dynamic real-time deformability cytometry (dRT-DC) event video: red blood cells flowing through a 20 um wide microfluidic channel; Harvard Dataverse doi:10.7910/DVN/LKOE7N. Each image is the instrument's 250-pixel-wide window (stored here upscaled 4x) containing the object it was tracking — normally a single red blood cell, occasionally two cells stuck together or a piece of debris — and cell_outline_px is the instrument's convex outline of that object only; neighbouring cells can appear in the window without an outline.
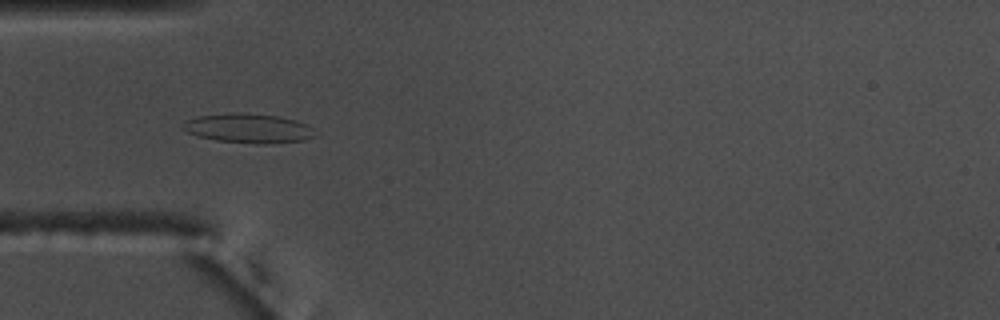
{"species": "common noctule bat (a hibernating species)", "species_latin": "Nyctalus noctula", "temperature_condition": "warm", "stored_images_in_passage": 40, "camera_frame_rate_fps": 3000, "um_per_image_px": 0.085, "animal": {"sex": "male", "body_mass_g": 17.5, "forearm_length_mm": 52.3}, "frame": {"image": 1, "passage_image": 2, "time_ms": 0.333, "image_size_px": [1000, 320], "cell_outline_px": [[320, 136], [304, 140], [264, 144], [256, 144], [216, 140], [196, 136], [180, 128], [180, 124], [184, 120], [196, 116], [232, 112], [240, 112], [276, 116], [296, 120], [308, 124]], "centroid_in_image_um": [21.1, 10.9], "position_along_channel_um": 63.9, "area_um2": 23.12}}
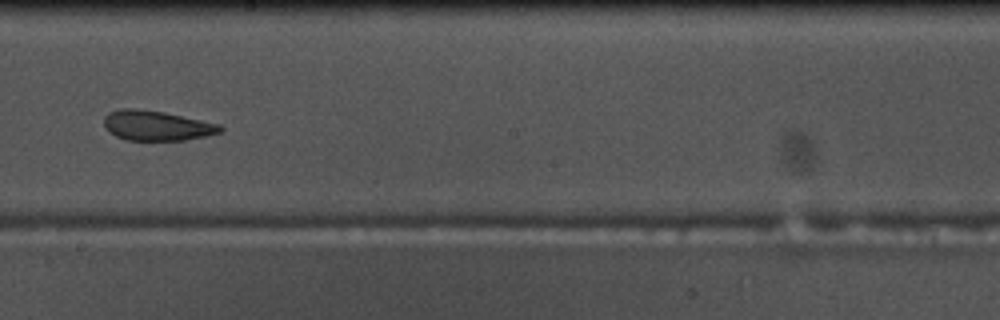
{"frame": {"image": 2, "passage_image": 16, "time_ms": 5.0, "image_size_px": [1000, 320], "cell_outline_px": [[224, 128], [220, 132], [204, 136], [184, 140], [128, 140], [116, 136], [108, 132], [104, 128], [104, 116], [108, 112], [120, 108], [136, 108], [164, 112], [220, 124]], "centroid_in_image_um": [13.27, 10.66], "position_along_channel_um": 234.9, "area_um2": 20.35}}
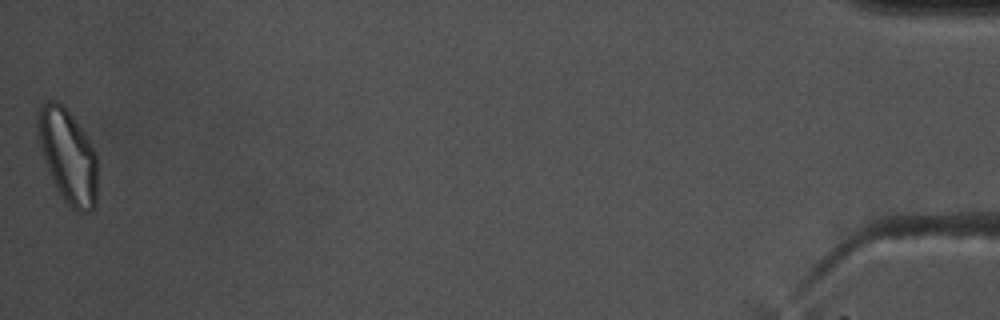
{"frame": {"image": 3, "passage_image": 40, "time_ms": 13.0, "image_size_px": [1000, 320], "cell_outline_px": [[96, 204], [92, 212], [80, 212], [72, 208], [64, 200], [48, 168], [40, 144], [36, 124], [36, 116], [40, 104], [48, 100], [56, 100], [72, 116], [84, 132], [96, 152]], "centroid_in_image_um": [5.78, 13.23], "position_along_channel_um": 429.4, "area_um2": 32.08}, "authors_computed_cell_mechanics": {"area_um2": 21.2415, "velocity_mm_per_s": 3.6953, "shape_relaxation_time_tau1_ms": null, "shape_relaxation_time_tau2_ms": 2.2261, "deformation_change_tau1": null, "deformation_change_tau2": 0.0807}}